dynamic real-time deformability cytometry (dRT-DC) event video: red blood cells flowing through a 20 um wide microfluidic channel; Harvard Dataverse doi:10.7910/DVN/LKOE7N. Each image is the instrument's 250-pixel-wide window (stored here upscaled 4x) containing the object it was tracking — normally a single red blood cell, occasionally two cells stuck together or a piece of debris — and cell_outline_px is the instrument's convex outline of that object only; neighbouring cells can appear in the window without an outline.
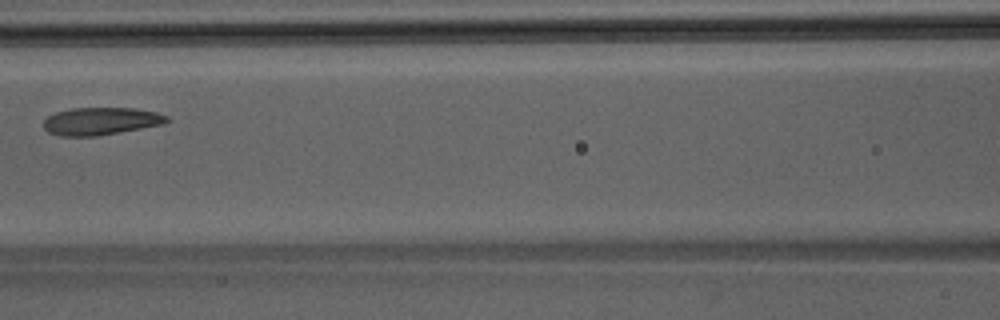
{"species": "Egyptian fruit bat (a non-hibernating species)", "species_latin": "Rousettus aegyptiacus", "temperature_condition": "room temperature", "stored_images_in_passage": 5, "camera_frame_rate_fps": 3000, "um_per_image_px": 0.085, "animal": {"sex": "male"}, "frame": {"image": 1, "passage_image": 4, "time_ms": 1.0, "image_size_px": [1000, 320], "cell_outline_px": [[172, 120], [164, 124], [120, 132], [96, 136], [60, 136], [48, 132], [44, 128], [44, 120], [48, 116], [56, 112], [72, 108], [136, 108], [156, 112], [168, 116]], "centroid_in_image_um": [8.6, 10.3], "position_along_channel_um": 158.0, "area_um2": 19.88}}